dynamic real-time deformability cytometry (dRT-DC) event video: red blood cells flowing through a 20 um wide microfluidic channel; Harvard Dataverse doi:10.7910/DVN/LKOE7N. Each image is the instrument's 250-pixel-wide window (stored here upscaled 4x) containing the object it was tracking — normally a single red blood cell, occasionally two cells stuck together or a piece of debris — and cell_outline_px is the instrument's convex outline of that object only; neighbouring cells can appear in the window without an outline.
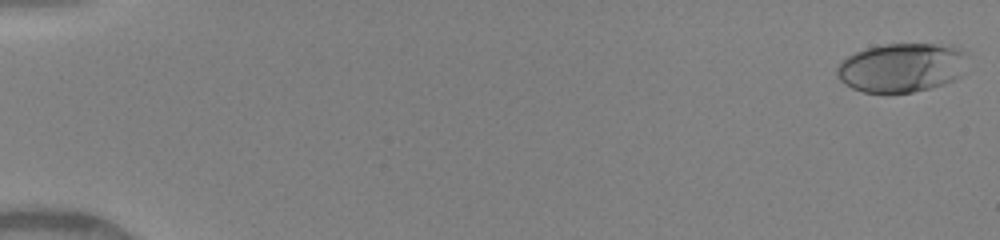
{"species": "human", "species_latin": "Homo sapiens", "temperature_condition": "warm", "stored_images_in_passage": 36, "camera_frame_rate_fps": 3000, "um_per_image_px": 0.085, "donor": {"sex": "female"}, "frame": {"image": 1, "passage_image": 1, "time_ms": 0.0, "image_size_px": [1000, 240], "cell_outline_px": [[968, 52], [960, 76], [944, 84], [912, 92], [864, 92], [852, 88], [844, 84], [836, 76], [836, 68], [840, 60], [856, 52], [868, 48], [884, 44], [956, 44]], "centroid_in_image_um": [76.64, 5.72], "position_along_channel_um": 8.4, "area_um2": 37.57}}
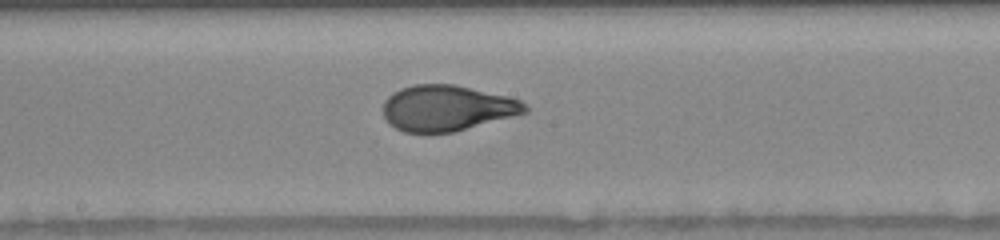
{"frame": {"image": 2, "passage_image": 21, "time_ms": 9.0, "image_size_px": [1000, 240], "cell_outline_px": [[528, 112], [452, 132], [428, 136], [404, 132], [388, 124], [384, 116], [384, 100], [392, 92], [400, 88], [416, 84], [452, 84], [508, 96], [520, 100], [528, 108]], "centroid_in_image_um": [37.93, 9.22], "position_along_channel_um": 210.3, "area_um2": 38.26}}
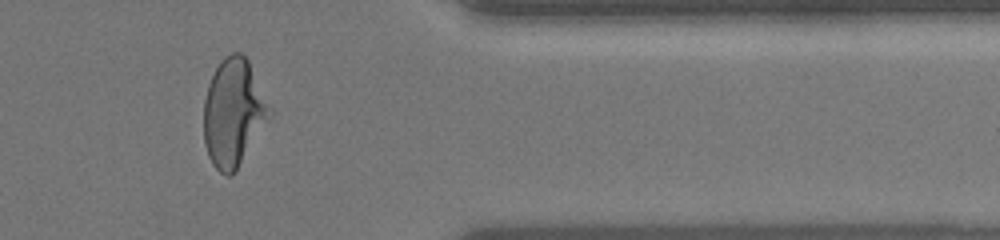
{"frame": {"image": 3, "passage_image": 31, "time_ms": 13.667, "image_size_px": [1000, 240], "cell_outline_px": [[272, 116], [236, 172], [232, 176], [228, 176], [220, 172], [212, 164], [208, 156], [204, 144], [204, 100], [208, 84], [220, 60], [224, 56], [232, 52], [240, 52], [248, 60], [272, 112]], "centroid_in_image_um": [19.84, 9.62], "position_along_channel_um": 391.6, "area_um2": 41.44}, "authors_computed_cell_mechanics": {"area_um2": 37.8012, "velocity_mm_per_s": 4.1586, "shape_relaxation_time_tau1_ms": 4.1626, "shape_relaxation_time_tau2_ms": null, "deformation_change_tau1": 0.2155, "deformation_change_tau2": null}}